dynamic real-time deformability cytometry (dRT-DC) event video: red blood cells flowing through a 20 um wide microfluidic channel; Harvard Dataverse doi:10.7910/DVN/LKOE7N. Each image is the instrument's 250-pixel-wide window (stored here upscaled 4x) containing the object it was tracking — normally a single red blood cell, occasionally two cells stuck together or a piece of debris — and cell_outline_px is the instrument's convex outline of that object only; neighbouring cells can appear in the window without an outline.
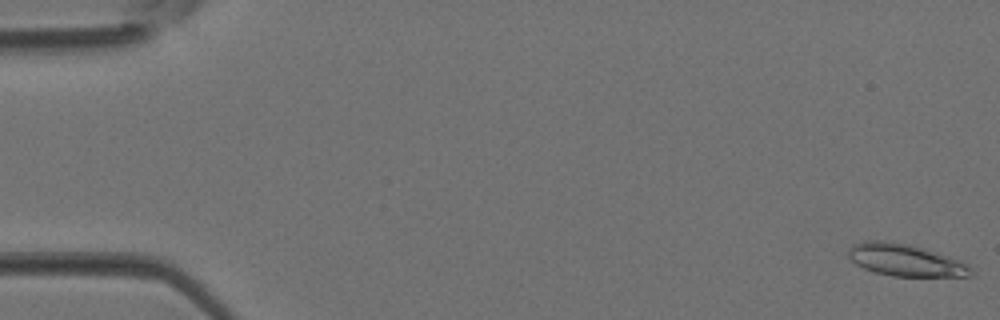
{"species": "Egyptian fruit bat (a non-hibernating species)", "species_latin": "Rousettus aegyptiacus", "temperature_condition": "room temperature", "stored_images_in_passage": 43, "camera_frame_rate_fps": 3000, "um_per_image_px": 0.085, "animal": {"sex": "female"}, "frame": {"image": 1, "passage_image": 1, "time_ms": 0.0, "image_size_px": [1000, 320], "cell_outline_px": [[976, 276], [892, 276], [876, 272], [864, 268], [856, 264], [848, 256], [848, 248], [852, 244], [864, 240], [884, 240], [908, 244], [924, 248], [960, 260], [968, 264], [976, 272]], "centroid_in_image_um": [76.98, 22.1], "position_along_channel_um": 8.0, "area_um2": 23.12}}
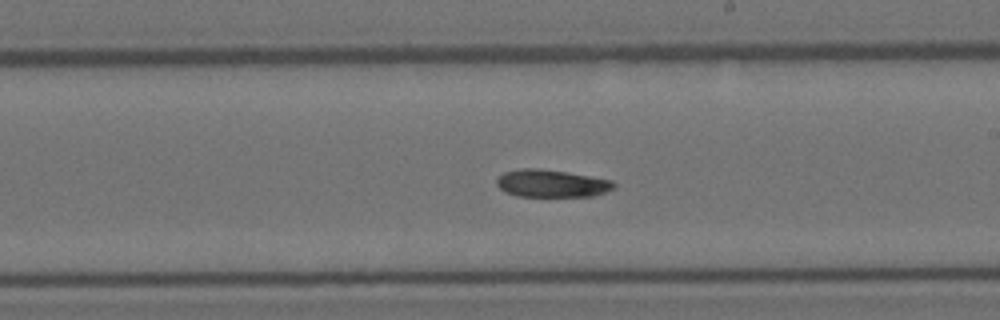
{"frame": {"image": 2, "passage_image": 25, "time_ms": 8.0, "image_size_px": [1000, 320], "cell_outline_px": [[616, 188], [596, 196], [516, 196], [504, 192], [496, 184], [496, 180], [504, 172], [520, 168], [540, 168], [568, 172], [612, 180], [616, 184]], "centroid_in_image_um": [46.9, 15.59], "position_along_channel_um": 242.1, "area_um2": 19.02}}
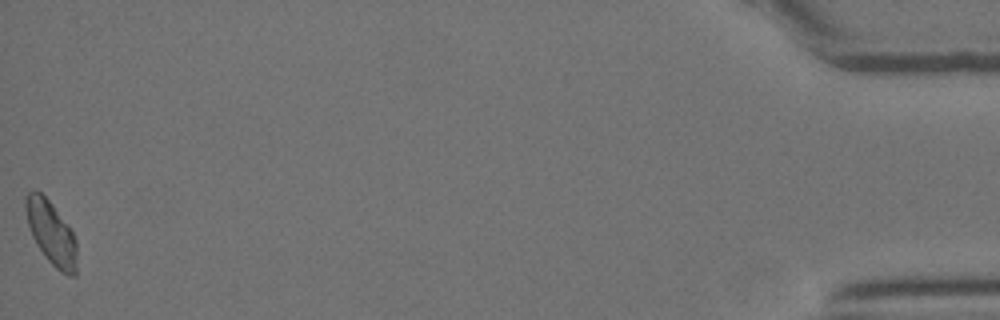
{"frame": {"image": 3, "passage_image": 43, "time_ms": 14.0, "image_size_px": [1000, 320], "cell_outline_px": [[76, 276], [68, 276], [60, 272], [48, 260], [36, 244], [32, 236], [28, 224], [24, 208], [24, 196], [32, 188], [36, 188], [52, 204], [68, 224], [76, 240]], "centroid_in_image_um": [4.33, 19.76], "position_along_channel_um": 430.9, "area_um2": 19.19}}